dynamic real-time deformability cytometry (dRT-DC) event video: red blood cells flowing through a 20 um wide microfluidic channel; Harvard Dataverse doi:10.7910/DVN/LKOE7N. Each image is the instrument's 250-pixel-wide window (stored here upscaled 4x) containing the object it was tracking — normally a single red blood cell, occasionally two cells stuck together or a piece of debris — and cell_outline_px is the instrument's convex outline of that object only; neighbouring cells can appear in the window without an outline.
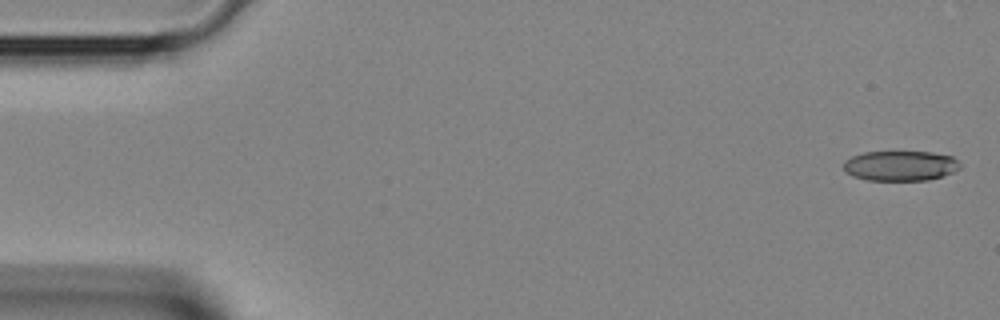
{"species": "Egyptian fruit bat (a non-hibernating species)", "species_latin": "Rousettus aegyptiacus", "temperature_condition": "room temperature", "stored_images_in_passage": 4, "segment_of_instrument_passage": [2, 2], "camera_frame_rate_fps": 3000, "um_per_image_px": 0.085, "animal": {"sex": "female"}, "frame": {"image": 1, "passage_image": 4, "time_ms": 1.0, "image_size_px": [1000, 320], "cell_outline_px": [[960, 168], [952, 172], [928, 180], [868, 180], [852, 176], [844, 172], [844, 160], [852, 156], [864, 152], [932, 152], [952, 156], [960, 164]], "centroid_in_image_um": [76.49, 14.09], "position_along_channel_um": 8.5, "area_um2": 20.35}}